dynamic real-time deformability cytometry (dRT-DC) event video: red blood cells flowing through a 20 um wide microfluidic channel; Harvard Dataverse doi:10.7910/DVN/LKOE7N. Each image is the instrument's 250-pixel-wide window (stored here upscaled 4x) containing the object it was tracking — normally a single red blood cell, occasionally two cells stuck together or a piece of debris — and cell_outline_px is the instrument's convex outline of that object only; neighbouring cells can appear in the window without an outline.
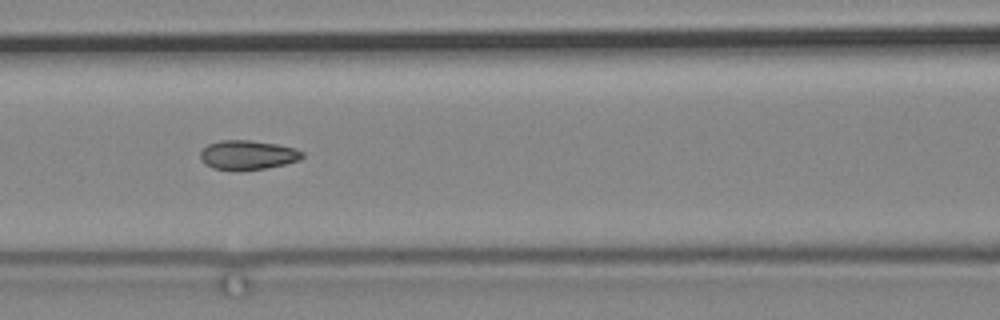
{"species": "common noctule bat (a hibernating species)", "species_latin": "Nyctalus noctula", "temperature_condition": "cold", "stored_images_in_passage": 12, "camera_frame_rate_fps": 3000, "um_per_image_px": 0.085, "animal": {"sex": "male", "body_mass_g": 19.2, "forearm_length_mm": 51.8}, "frame": {"image": 1, "passage_image": 10, "time_ms": 12.667, "image_size_px": [1000, 320], "cell_outline_px": [[304, 156], [300, 160], [284, 164], [264, 168], [212, 168], [200, 156], [200, 152], [208, 144], [220, 140], [248, 140], [276, 144], [296, 148], [304, 152]], "centroid_in_image_um": [21.12, 13.13], "position_along_channel_um": 145.5, "area_um2": 16.76}}
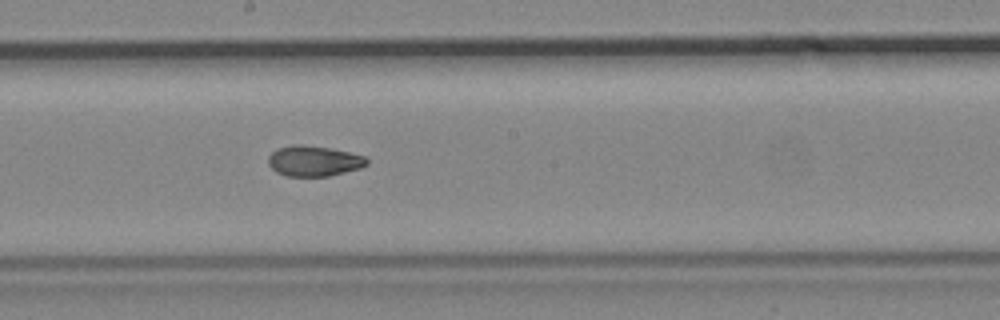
{"frame": {"image": 2, "passage_image": 12, "time_ms": 15.0, "image_size_px": [1000, 320], "cell_outline_px": [[368, 164], [360, 168], [328, 176], [288, 176], [276, 172], [268, 164], [268, 156], [276, 148], [292, 144], [304, 144], [328, 148], [348, 152], [364, 156], [368, 160]], "centroid_in_image_um": [26.64, 13.67], "position_along_channel_um": 221.6, "area_um2": 17.51}}